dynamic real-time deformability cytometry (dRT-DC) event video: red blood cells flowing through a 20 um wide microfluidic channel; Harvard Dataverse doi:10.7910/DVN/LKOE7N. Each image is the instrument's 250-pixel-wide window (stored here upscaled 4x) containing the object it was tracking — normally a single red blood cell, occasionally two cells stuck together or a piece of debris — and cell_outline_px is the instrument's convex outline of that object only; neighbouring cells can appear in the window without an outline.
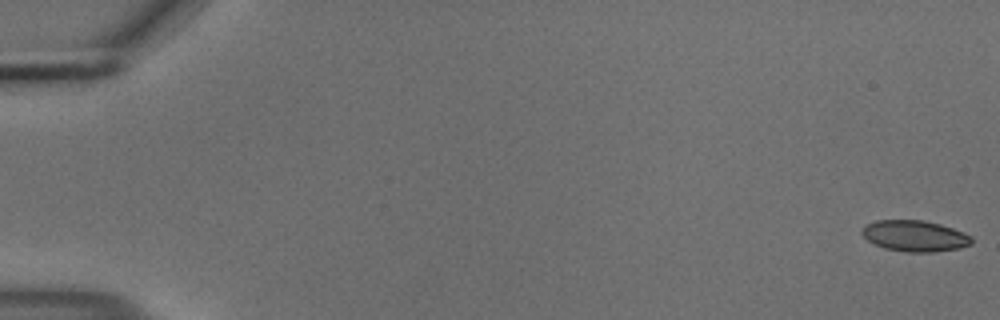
{"species": "common noctule bat (a hibernating species)", "species_latin": "Nyctalus noctula", "temperature_condition": "cold", "stored_images_in_passage": 55, "camera_frame_rate_fps": 3000, "um_per_image_px": 0.085, "animal": {"sex": "male", "body_mass_g": 18.8}, "frame": {"image": 1, "passage_image": 1, "time_ms": 0.0, "image_size_px": [1000, 320], "cell_outline_px": [[972, 244], [960, 248], [932, 252], [904, 252], [884, 248], [868, 240], [860, 232], [868, 224], [876, 220], [924, 220], [940, 224], [964, 232], [972, 236]], "centroid_in_image_um": [77.79, 20.06], "position_along_channel_um": 7.2, "area_um2": 19.83}}
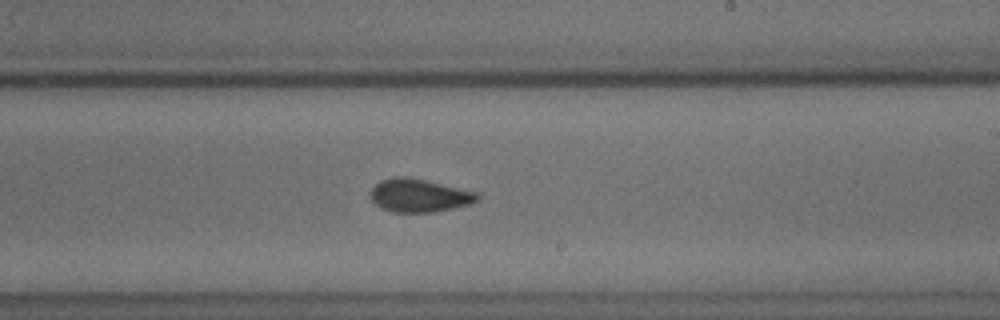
{"frame": {"image": 2, "passage_image": 34, "time_ms": 11.0, "image_size_px": [1000, 320], "cell_outline_px": [[480, 196], [476, 200], [468, 204], [452, 208], [432, 212], [392, 212], [380, 208], [372, 200], [372, 188], [380, 180], [396, 176], [408, 176], [476, 192]], "centroid_in_image_um": [35.59, 16.61], "position_along_channel_um": 253.4, "area_um2": 20.35}}
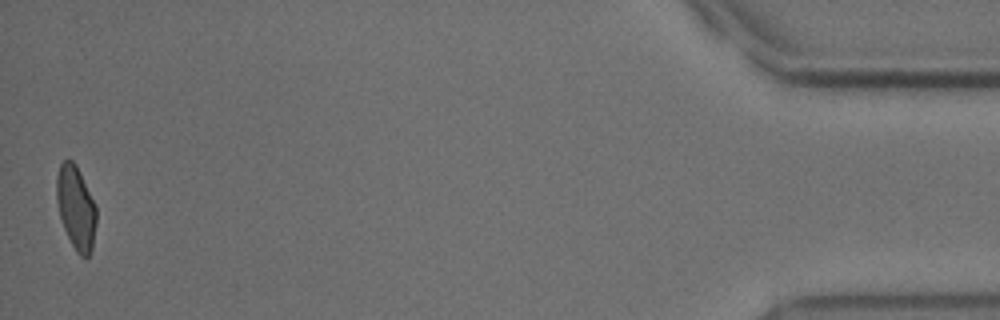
{"frame": {"image": 3, "passage_image": 55, "time_ms": 18.0, "image_size_px": [1000, 320], "cell_outline_px": [[96, 224], [92, 248], [88, 256], [80, 256], [76, 252], [64, 228], [60, 216], [56, 200], [56, 176], [60, 164], [68, 156], [76, 164], [96, 204]], "centroid_in_image_um": [6.45, 17.6], "position_along_channel_um": 428.7, "area_um2": 19.48}, "authors_computed_cell_mechanics": {"area_um2": 20.1722, "velocity_mm_per_s": 3.7041, "shape_relaxation_time_tau1_ms": 5.0375, "shape_relaxation_time_tau2_ms": 1.5301, "deformation_change_tau1": 0.125, "deformation_change_tau2": 0.0688}}